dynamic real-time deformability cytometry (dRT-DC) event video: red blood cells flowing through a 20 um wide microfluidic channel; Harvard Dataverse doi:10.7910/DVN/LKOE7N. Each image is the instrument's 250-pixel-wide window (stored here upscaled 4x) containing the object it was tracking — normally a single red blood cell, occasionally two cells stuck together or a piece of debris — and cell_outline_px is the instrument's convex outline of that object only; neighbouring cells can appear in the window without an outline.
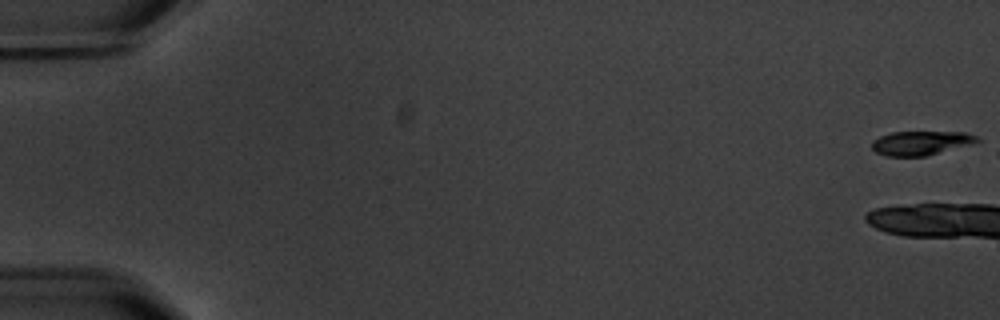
{"species": "common noctule bat (a hibernating species)", "species_latin": "Nyctalus noctula", "temperature_condition": "warm", "stored_images_in_passage": 3, "camera_frame_rate_fps": 3000, "um_per_image_px": 0.085, "animal": {"sex": "male", "body_mass_g": 20.1, "forearm_length_mm": 53.5}, "frame": {"image": 1, "passage_image": 1, "time_ms": 0.0, "image_size_px": [1000, 320], "cell_outline_px": [[980, 140], [976, 144], [924, 156], [888, 156], [876, 152], [872, 148], [872, 140], [880, 136], [892, 132], [964, 132], [976, 136]], "centroid_in_image_um": [78.31, 12.15], "position_along_channel_um": 6.7, "area_um2": 14.85}}